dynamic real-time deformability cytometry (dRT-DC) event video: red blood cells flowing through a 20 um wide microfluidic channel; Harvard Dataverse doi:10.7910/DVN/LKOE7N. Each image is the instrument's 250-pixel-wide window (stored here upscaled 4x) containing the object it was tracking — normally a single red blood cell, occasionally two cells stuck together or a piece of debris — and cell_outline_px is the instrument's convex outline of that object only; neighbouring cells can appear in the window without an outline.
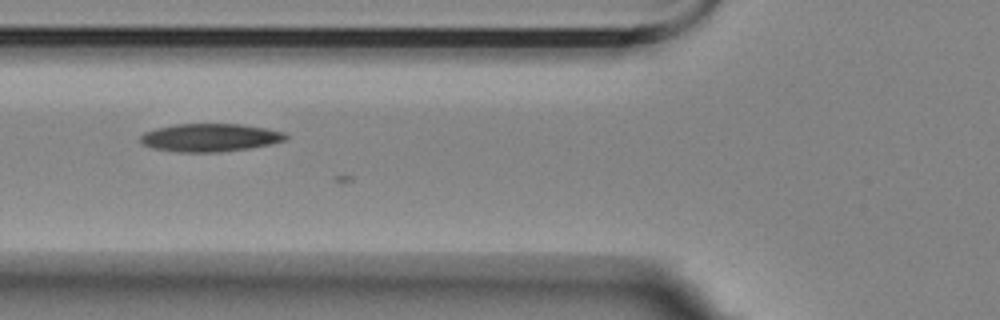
{"species": "Egyptian fruit bat (a non-hibernating species)", "species_latin": "Rousettus aegyptiacus", "temperature_condition": "room temperature", "stored_images_in_passage": 17, "camera_frame_rate_fps": 3000, "um_per_image_px": 0.085, "animal": {"sex": "female"}, "frame": {"image": 1, "passage_image": 15, "time_ms": 4.667, "image_size_px": [1000, 320], "cell_outline_px": [[288, 136], [284, 140], [268, 144], [248, 148], [220, 152], [176, 152], [152, 148], [144, 144], [140, 140], [140, 136], [144, 132], [156, 128], [176, 124], [240, 124], [264, 128], [284, 132]], "centroid_in_image_um": [17.8, 11.69], "position_along_channel_um": 108.0, "area_um2": 23.52}}